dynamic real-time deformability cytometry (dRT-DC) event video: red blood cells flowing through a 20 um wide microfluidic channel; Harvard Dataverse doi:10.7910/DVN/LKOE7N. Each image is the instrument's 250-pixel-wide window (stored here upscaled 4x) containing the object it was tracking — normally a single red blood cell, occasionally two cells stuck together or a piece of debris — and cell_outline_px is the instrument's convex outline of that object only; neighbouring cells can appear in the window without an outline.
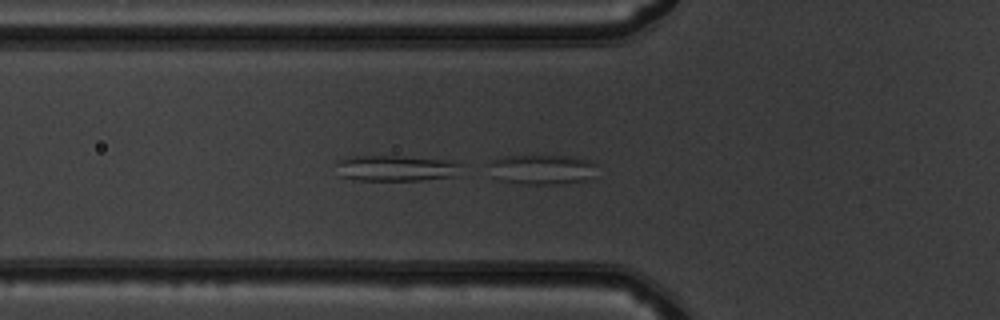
{"species": "common noctule bat (a hibernating species)", "species_latin": "Nyctalus noctula", "temperature_condition": "warm", "stored_images_in_passage": 49, "camera_frame_rate_fps": 3000, "um_per_image_px": 0.085, "animal": {"sex": "male", "body_mass_g": 19.5, "forearm_length_mm": 54.6}, "frame": {"image": 1, "passage_image": 17, "time_ms": 5.333, "image_size_px": [1000, 320], "cell_outline_px": [[596, 164], [588, 180], [556, 184], [524, 184], [500, 180], [496, 176], [488, 164], [492, 160], [500, 156], [572, 156], [592, 160]], "centroid_in_image_um": [46.08, 14.39], "position_along_channel_um": 79.7, "area_um2": 18.61}}
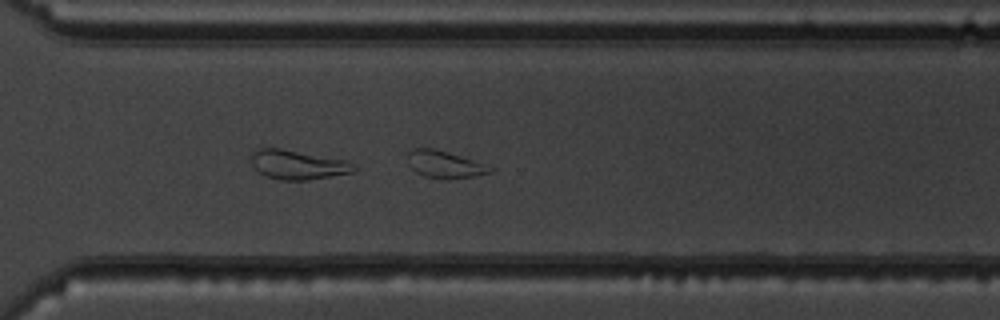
{"frame": {"image": 2, "passage_image": 36, "time_ms": 11.667, "image_size_px": [1000, 320], "cell_outline_px": [[496, 168], [492, 172], [472, 176], [448, 180], [444, 180], [424, 176], [416, 172], [408, 164], [408, 152], [412, 148], [432, 148], [448, 152]], "centroid_in_image_um": [37.78, 13.99], "position_along_channel_um": 332.8, "area_um2": 13.06}}
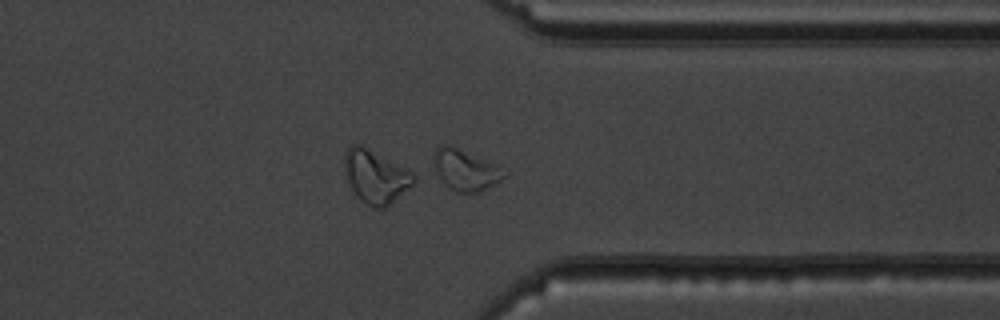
{"frame": {"image": 3, "passage_image": 39, "time_ms": 12.667, "image_size_px": [1000, 320], "cell_outline_px": [[508, 176], [476, 192], [456, 192], [448, 188], [436, 172], [436, 148], [444, 144], [452, 144], [508, 172]], "centroid_in_image_um": [39.56, 14.44], "position_along_channel_um": 371.8, "area_um2": 16.18}}